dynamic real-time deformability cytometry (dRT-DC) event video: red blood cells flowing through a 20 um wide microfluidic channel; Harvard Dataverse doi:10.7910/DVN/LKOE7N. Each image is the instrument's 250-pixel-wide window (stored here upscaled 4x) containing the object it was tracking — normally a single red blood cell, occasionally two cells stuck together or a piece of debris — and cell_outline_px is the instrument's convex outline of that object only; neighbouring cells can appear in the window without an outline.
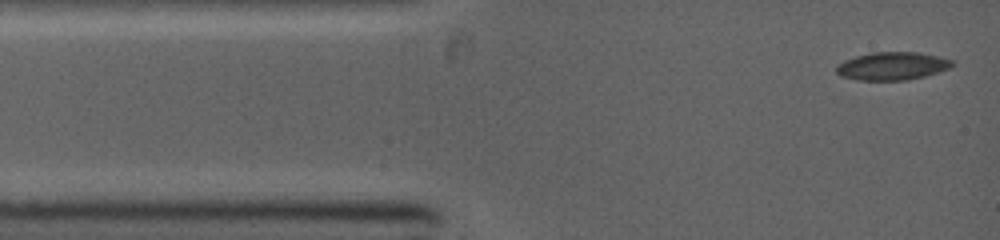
{"species": "common noctule bat (a hibernating species)", "species_latin": "Nyctalus noctula", "temperature_condition": "warm", "stored_images_in_passage": 26, "camera_frame_rate_fps": 5000, "um_per_image_px": 0.085, "animal": {"sex": "female", "body_mass_g": 19.0, "forearm_length_mm": 53.3}, "frame": {"image": 1, "passage_image": 1, "time_ms": 0.0, "image_size_px": [1000, 240], "cell_outline_px": [[956, 64], [948, 68], [924, 76], [908, 80], [856, 80], [840, 76], [836, 72], [836, 64], [844, 60], [856, 56], [872, 52], [916, 52], [936, 56], [952, 60]], "centroid_in_image_um": [75.79, 5.61], "position_along_channel_um": 9.2, "area_um2": 18.84}}
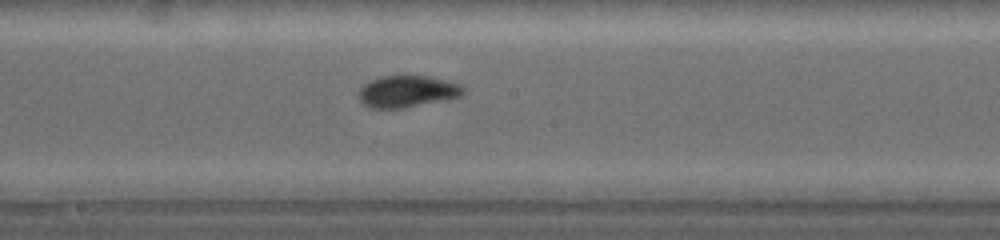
{"frame": {"image": 2, "passage_image": 14, "time_ms": 5.6, "image_size_px": [1000, 240], "cell_outline_px": [[464, 92], [460, 96], [404, 108], [368, 108], [360, 100], [360, 88], [364, 84], [380, 76], [428, 76], [464, 84]], "centroid_in_image_um": [34.63, 7.76], "position_along_channel_um": 213.6, "area_um2": 19.19}}
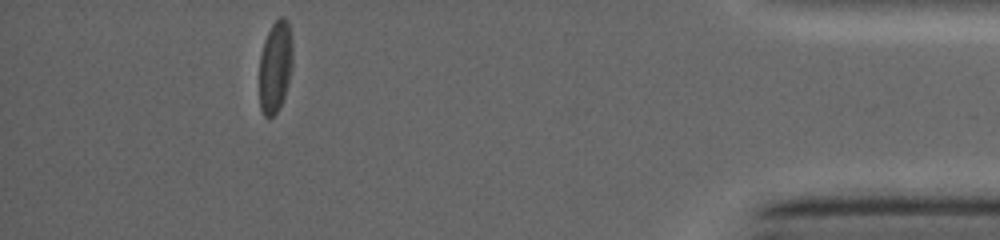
{"frame": {"image": 3, "passage_image": 25, "time_ms": 11.2, "image_size_px": [1000, 240], "cell_outline_px": [[292, 64], [288, 84], [280, 108], [272, 116], [264, 116], [260, 108], [260, 56], [264, 40], [272, 24], [280, 16], [284, 16], [288, 20], [292, 40]], "centroid_in_image_um": [23.41, 5.63], "position_along_channel_um": 411.8, "area_um2": 17.86}}